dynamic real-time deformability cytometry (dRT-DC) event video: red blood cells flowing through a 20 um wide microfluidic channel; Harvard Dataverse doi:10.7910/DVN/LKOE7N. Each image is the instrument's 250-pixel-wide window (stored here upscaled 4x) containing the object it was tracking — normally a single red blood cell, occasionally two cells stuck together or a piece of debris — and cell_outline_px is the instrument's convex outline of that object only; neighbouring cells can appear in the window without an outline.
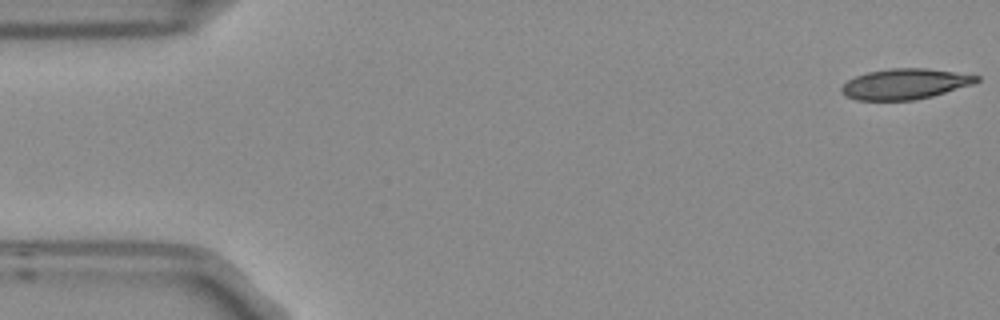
{"species": "Egyptian fruit bat (a non-hibernating species)", "species_latin": "Rousettus aegyptiacus", "temperature_condition": "room temperature", "stored_images_in_passage": 5, "camera_frame_rate_fps": 3000, "um_per_image_px": 0.085, "frame": {"image": 1, "passage_image": 1, "time_ms": 0.0, "image_size_px": [1000, 320], "cell_outline_px": [[980, 80], [972, 84], [932, 96], [916, 100], [856, 100], [844, 96], [840, 92], [840, 88], [848, 80], [856, 76], [868, 72], [892, 68], [924, 68], [980, 76]], "centroid_in_image_um": [76.87, 7.15], "position_along_channel_um": 8.1, "area_um2": 23.87}}
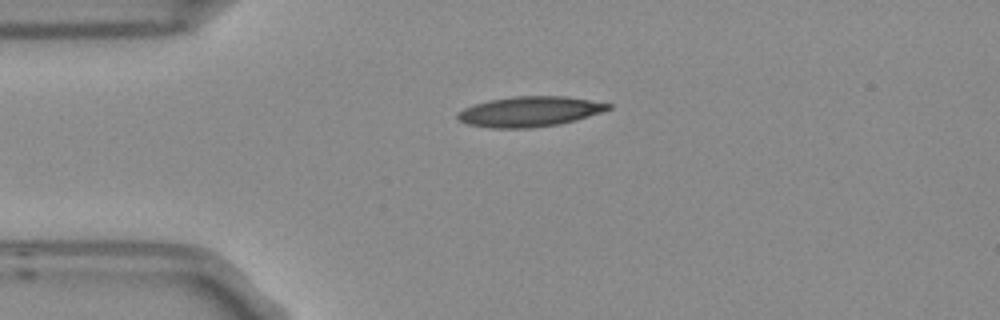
{"frame": {"image": 2, "passage_image": 4, "time_ms": 1.0, "image_size_px": [1000, 320], "cell_outline_px": [[612, 108], [576, 120], [560, 124], [532, 128], [492, 128], [468, 124], [460, 120], [456, 116], [456, 112], [464, 108], [488, 100], [512, 96], [564, 96], [612, 104]], "centroid_in_image_um": [45.0, 9.48], "position_along_channel_um": 40.0, "area_um2": 26.41}}